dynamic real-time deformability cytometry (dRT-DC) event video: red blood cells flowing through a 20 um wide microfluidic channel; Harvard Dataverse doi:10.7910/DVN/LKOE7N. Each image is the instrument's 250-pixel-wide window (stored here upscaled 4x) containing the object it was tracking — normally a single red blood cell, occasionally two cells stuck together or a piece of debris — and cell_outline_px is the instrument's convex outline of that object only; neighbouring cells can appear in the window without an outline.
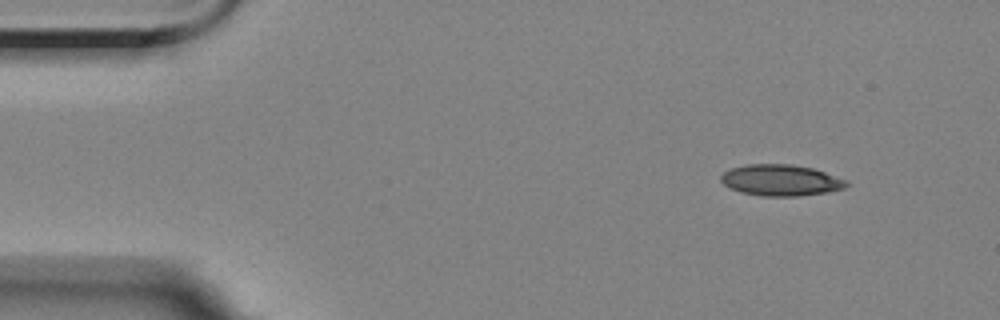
{"species": "Egyptian fruit bat (a non-hibernating species)", "species_latin": "Rousettus aegyptiacus", "temperature_condition": "room temperature", "stored_images_in_passage": 4, "camera_frame_rate_fps": 3000, "um_per_image_px": 0.085, "animal": {"sex": "female"}, "frame": {"image": 1, "passage_image": 1, "time_ms": 0.0, "image_size_px": [1000, 320], "cell_outline_px": [[848, 184], [844, 188], [828, 192], [800, 196], [760, 196], [740, 192], [728, 188], [720, 180], [720, 176], [724, 172], [732, 168], [744, 164], [792, 164], [812, 168], [848, 180]], "centroid_in_image_um": [66.35, 15.32], "position_along_channel_um": 18.7, "area_um2": 23.0}}
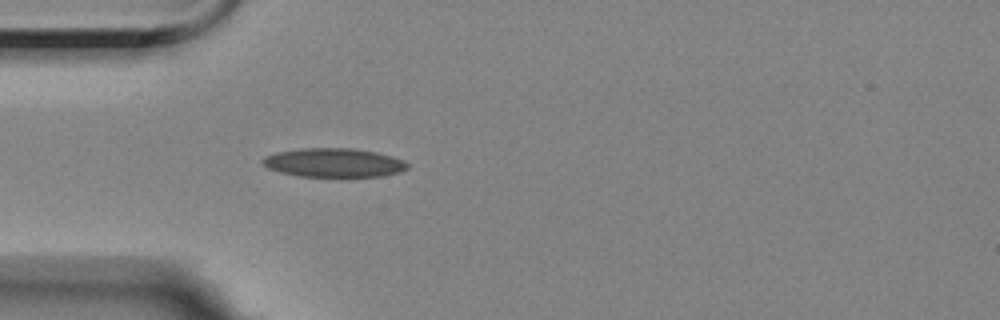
{"frame": {"image": 2, "passage_image": 4, "time_ms": 3.333, "image_size_px": [1000, 320], "cell_outline_px": [[408, 168], [400, 172], [380, 176], [296, 176], [280, 172], [268, 168], [260, 160], [264, 156], [276, 152], [300, 148], [352, 148], [376, 152], [392, 156], [404, 160], [408, 164]], "centroid_in_image_um": [28.35, 13.82], "position_along_channel_um": 56.6, "area_um2": 24.39}}